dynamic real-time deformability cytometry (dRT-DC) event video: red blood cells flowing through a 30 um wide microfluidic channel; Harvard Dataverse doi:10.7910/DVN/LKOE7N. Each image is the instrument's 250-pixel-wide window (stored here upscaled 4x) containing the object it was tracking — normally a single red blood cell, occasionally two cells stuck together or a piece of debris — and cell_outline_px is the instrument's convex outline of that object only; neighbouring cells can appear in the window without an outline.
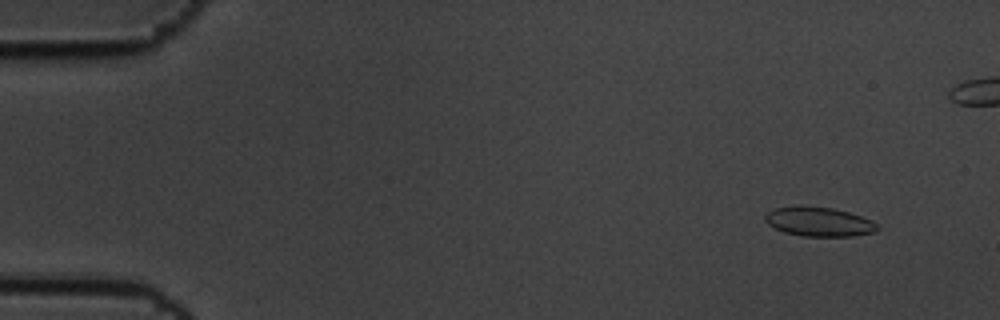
{"species": "common noctule bat (a hibernating species)", "species_latin": "Nyctalus noctula", "temperature_condition": "cold", "stored_images_in_passage": 12, "camera_frame_rate_fps": 3000, "um_per_image_px": 0.085, "animal": {"sex": "male", "body_mass_g": 19.5, "forearm_length_mm": 54.6}, "frame": {"image": 1, "passage_image": 2, "time_ms": 0.333, "image_size_px": [1000, 320], "cell_outline_px": [[880, 228], [876, 232], [852, 236], [804, 236], [784, 232], [768, 224], [764, 220], [764, 216], [772, 208], [832, 208], [848, 212], [872, 220]], "centroid_in_image_um": [69.65, 18.88], "position_along_channel_um": 15.3, "area_um2": 18.55}}
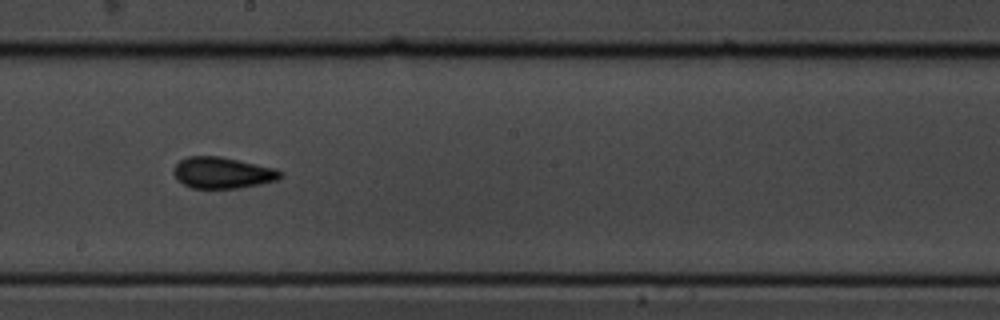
{"frame": {"image": 2, "passage_image": 9, "time_ms": 2.667, "image_size_px": [1000, 320], "cell_outline_px": [[284, 176], [280, 180], [240, 188], [192, 188], [184, 184], [172, 172], [176, 164], [180, 160], [188, 156], [220, 156], [276, 168], [284, 172]], "centroid_in_image_um": [18.98, 14.68], "position_along_channel_um": 229.2, "area_um2": 19.59}}
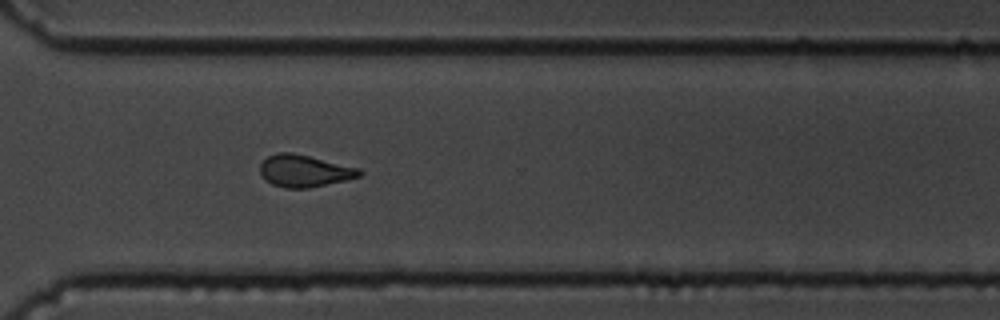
{"frame": {"image": 3, "passage_image": 12, "time_ms": 3.667, "image_size_px": [1000, 320], "cell_outline_px": [[364, 172], [360, 176], [344, 180], [308, 188], [284, 188], [272, 184], [260, 172], [260, 164], [268, 156], [276, 152], [292, 152], [360, 168]], "centroid_in_image_um": [25.88, 14.51], "position_along_channel_um": 344.7, "area_um2": 18.38}}